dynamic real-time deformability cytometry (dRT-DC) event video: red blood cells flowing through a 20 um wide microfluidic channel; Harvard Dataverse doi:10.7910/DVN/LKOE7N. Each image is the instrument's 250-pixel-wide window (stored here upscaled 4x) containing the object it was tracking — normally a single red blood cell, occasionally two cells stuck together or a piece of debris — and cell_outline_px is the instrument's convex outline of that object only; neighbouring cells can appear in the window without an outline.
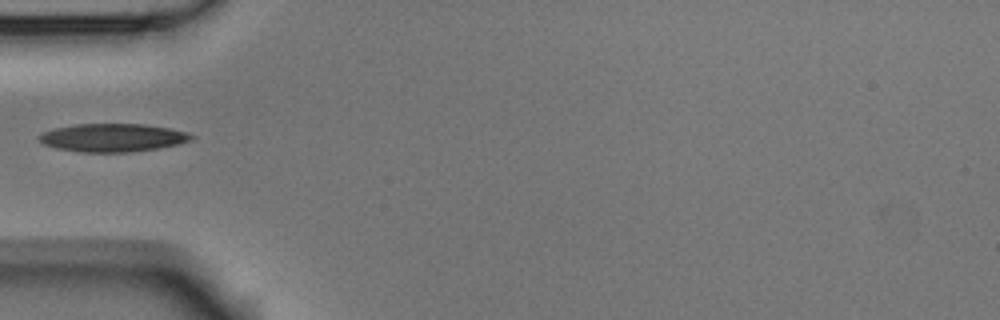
{"species": "Egyptian fruit bat (a non-hibernating species)", "species_latin": "Rousettus aegyptiacus", "temperature_condition": "room temperature", "stored_images_in_passage": 2, "camera_frame_rate_fps": 3000, "um_per_image_px": 0.085, "animal": {"sex": "male"}, "frame": {"image": 1, "passage_image": 2, "time_ms": 0.333, "image_size_px": [1000, 320], "cell_outline_px": [[196, 136], [192, 140], [180, 144], [132, 152], [80, 152], [56, 148], [44, 144], [36, 140], [36, 136], [44, 132], [56, 128], [76, 124], [144, 124], [168, 128], [184, 132]], "centroid_in_image_um": [9.55, 11.71], "position_along_channel_um": 75.4, "area_um2": 24.97}}